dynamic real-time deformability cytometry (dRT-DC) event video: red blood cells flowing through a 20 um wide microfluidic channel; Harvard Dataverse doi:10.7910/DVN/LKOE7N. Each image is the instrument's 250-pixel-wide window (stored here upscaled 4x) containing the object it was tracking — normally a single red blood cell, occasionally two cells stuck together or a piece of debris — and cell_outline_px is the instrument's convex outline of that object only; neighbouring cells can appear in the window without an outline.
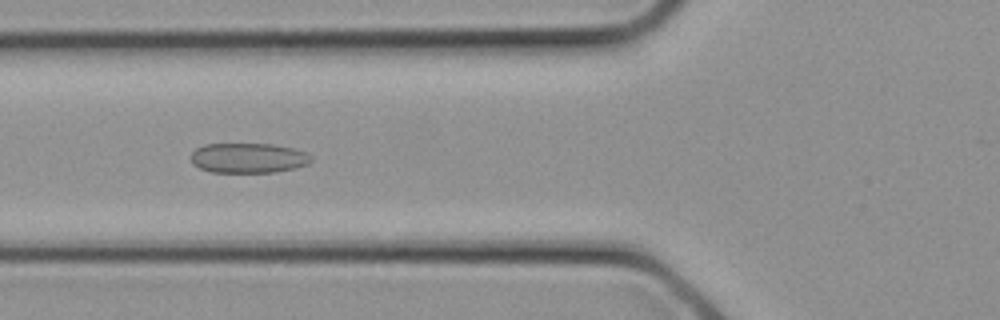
{"species": "common noctule bat (a hibernating species)", "species_latin": "Nyctalus noctula", "temperature_condition": "cold", "stored_images_in_passage": 26, "camera_frame_rate_fps": 3000, "um_per_image_px": 0.085, "animal": {"sex": "female", "body_mass_g": 21.9}, "frame": {"image": 1, "passage_image": 11, "time_ms": 3.333, "image_size_px": [1000, 320], "cell_outline_px": [[312, 160], [308, 164], [296, 168], [276, 172], [212, 172], [200, 168], [192, 164], [188, 156], [196, 148], [204, 144], [272, 144], [292, 148], [304, 152], [312, 156]], "centroid_in_image_um": [21.07, 13.43], "position_along_channel_um": 104.7, "area_um2": 21.15}}
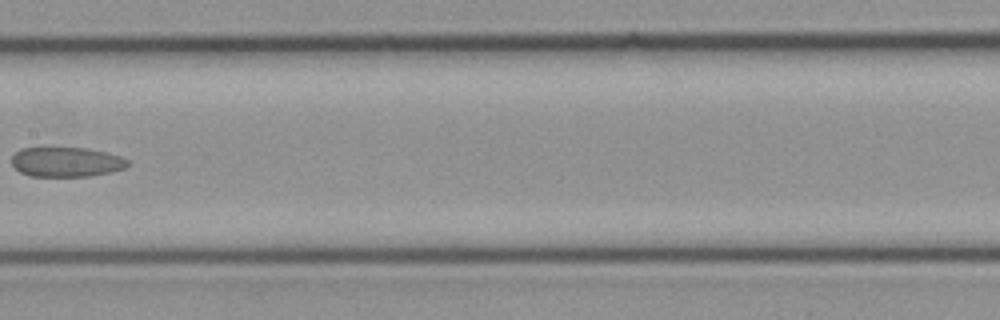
{"frame": {"image": 2, "passage_image": 15, "time_ms": 4.667, "image_size_px": [1000, 320], "cell_outline_px": [[128, 164], [124, 168], [108, 172], [88, 176], [32, 176], [20, 172], [12, 164], [12, 156], [20, 148], [88, 148], [108, 152], [120, 156], [128, 160]], "centroid_in_image_um": [5.63, 13.76], "position_along_channel_um": 201.8, "area_um2": 19.94}}
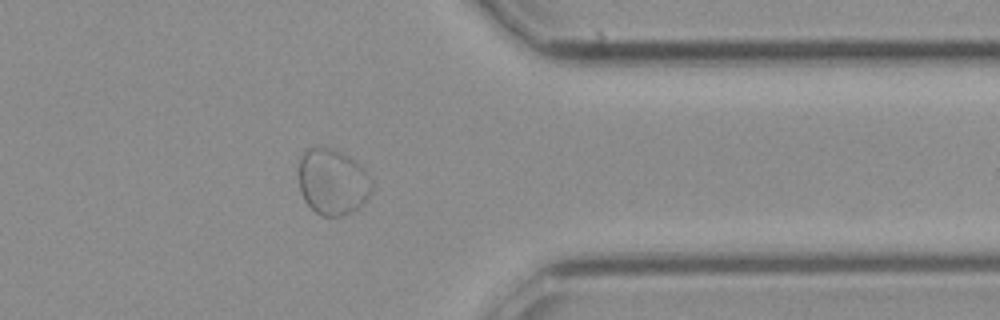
{"frame": {"image": 3, "passage_image": 23, "time_ms": 7.333, "image_size_px": [1000, 320], "cell_outline_px": [[372, 192], [356, 212], [344, 216], [320, 216], [304, 200], [300, 192], [300, 156], [304, 148], [328, 148], [340, 152], [356, 160], [372, 176]], "centroid_in_image_um": [28.31, 15.48], "position_along_channel_um": 383.1, "area_um2": 28.55}}